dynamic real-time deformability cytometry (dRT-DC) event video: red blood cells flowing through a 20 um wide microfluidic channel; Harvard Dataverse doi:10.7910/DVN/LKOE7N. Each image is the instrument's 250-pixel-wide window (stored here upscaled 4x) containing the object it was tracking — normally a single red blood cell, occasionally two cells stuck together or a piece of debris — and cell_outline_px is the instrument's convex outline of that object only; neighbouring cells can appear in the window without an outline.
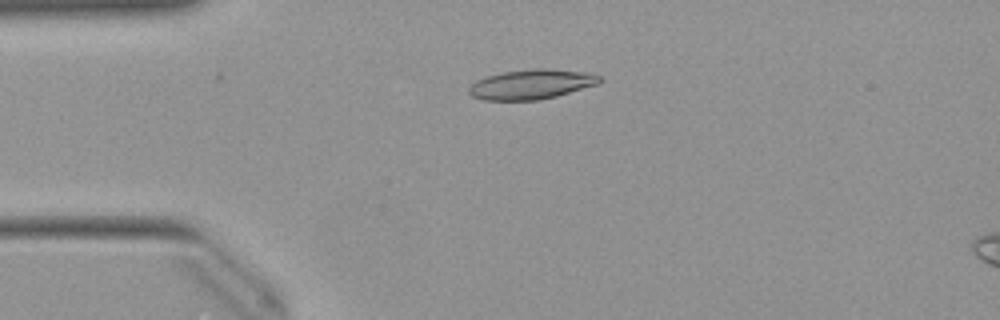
{"species": "Egyptian fruit bat (a non-hibernating species)", "species_latin": "Rousettus aegyptiacus", "temperature_condition": "warm", "stored_images_in_passage": 32, "camera_frame_rate_fps": 3000, "um_per_image_px": 0.085, "animal": {"sex": "female"}, "frame": {"image": 1, "passage_image": 11, "time_ms": 3.333, "image_size_px": [1000, 320], "cell_outline_px": [[604, 80], [600, 84], [556, 96], [540, 100], [484, 100], [472, 96], [468, 92], [468, 88], [476, 80], [484, 76], [504, 72], [532, 68], [548, 68], [588, 72], [600, 76]], "centroid_in_image_um": [45.2, 7.16], "position_along_channel_um": 39.8, "area_um2": 23.0}}
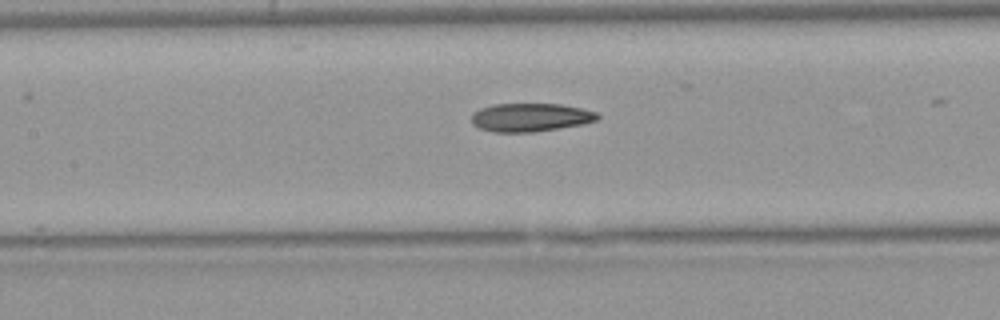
{"frame": {"image": 2, "passage_image": 22, "time_ms": 7.0, "image_size_px": [1000, 320], "cell_outline_px": [[600, 116], [596, 120], [584, 124], [532, 132], [492, 132], [480, 128], [472, 124], [472, 112], [480, 108], [492, 104], [560, 104], [580, 108], [596, 112]], "centroid_in_image_um": [45.05, 9.97], "position_along_channel_um": 162.3, "area_um2": 20.81}}
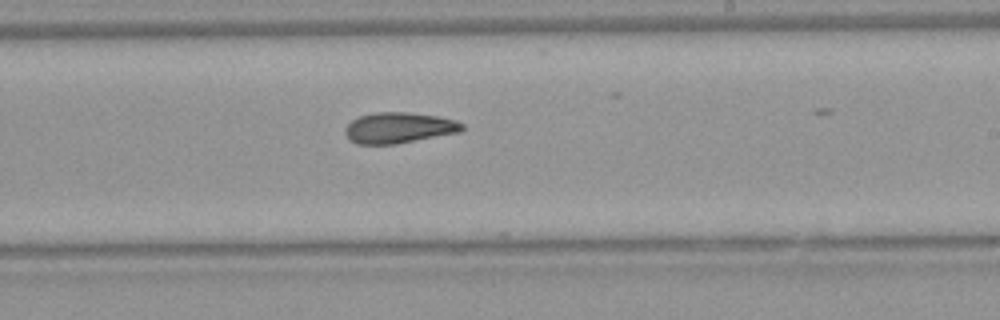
{"frame": {"image": 3, "passage_image": 29, "time_ms": 9.333, "image_size_px": [1000, 320], "cell_outline_px": [[464, 128], [460, 132], [396, 144], [356, 144], [348, 140], [344, 132], [344, 128], [352, 120], [360, 116], [372, 112], [408, 112], [440, 116], [456, 120], [464, 124]], "centroid_in_image_um": [33.89, 10.86], "position_along_channel_um": 255.1, "area_um2": 21.27}}